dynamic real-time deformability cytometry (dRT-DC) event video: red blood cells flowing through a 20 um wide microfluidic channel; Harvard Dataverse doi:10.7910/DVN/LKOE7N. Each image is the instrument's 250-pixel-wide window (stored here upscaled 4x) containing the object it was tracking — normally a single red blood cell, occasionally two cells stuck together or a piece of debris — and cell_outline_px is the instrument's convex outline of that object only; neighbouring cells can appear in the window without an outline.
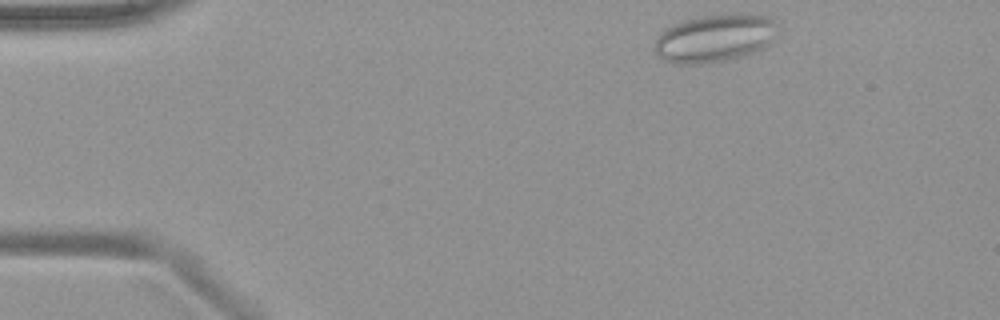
{"species": "common noctule bat (a hibernating species)", "species_latin": "Nyctalus noctula", "temperature_condition": "warm", "stored_images_in_passage": 43, "segment_of_instrument_passage": [1, 2], "camera_frame_rate_fps": 3000, "um_per_image_px": 0.085, "animal": {"sex": "female", "body_mass_g": 19.9}, "frame": {"image": 1, "passage_image": 1, "time_ms": 0.0, "image_size_px": [1000, 320], "cell_outline_px": [[780, 24], [776, 36], [764, 48], [744, 56], [724, 60], [700, 64], [676, 64], [664, 60], [656, 56], [652, 48], [656, 36], [664, 28], [672, 24], [696, 16], [736, 12], [744, 12], [768, 16], [776, 20]], "centroid_in_image_um": [60.76, 3.21], "position_along_channel_um": 24.2, "area_um2": 35.6}}